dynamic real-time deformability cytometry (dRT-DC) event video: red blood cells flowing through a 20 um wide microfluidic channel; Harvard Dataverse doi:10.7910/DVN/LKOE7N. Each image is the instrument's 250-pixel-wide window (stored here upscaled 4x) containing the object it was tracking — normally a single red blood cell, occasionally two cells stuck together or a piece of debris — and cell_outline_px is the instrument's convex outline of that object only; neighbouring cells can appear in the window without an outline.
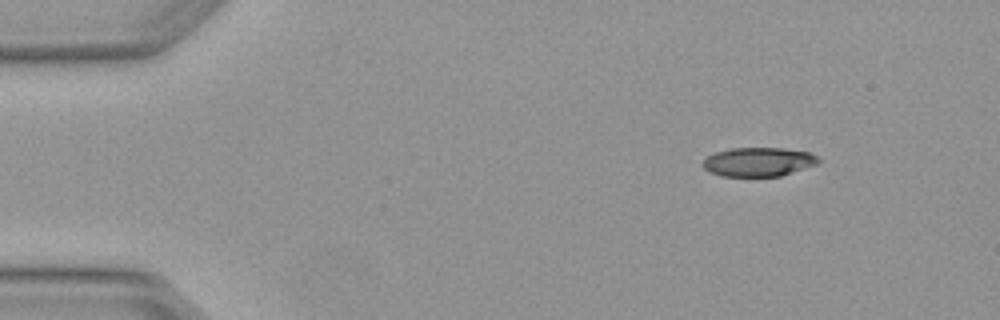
{"species": "Egyptian fruit bat (a non-hibernating species)", "species_latin": "Rousettus aegyptiacus", "temperature_condition": "warm", "stored_images_in_passage": 3, "camera_frame_rate_fps": 3000, "um_per_image_px": 0.085, "animal": {"sex": "female"}, "frame": {"image": 1, "passage_image": 1, "time_ms": 0.0, "image_size_px": [1000, 320], "cell_outline_px": [[820, 164], [780, 176], [720, 176], [708, 172], [700, 164], [708, 156], [716, 152], [732, 148], [784, 148], [808, 152], [816, 156], [820, 160]], "centroid_in_image_um": [64.47, 13.77], "position_along_channel_um": 20.5, "area_um2": 19.65}}
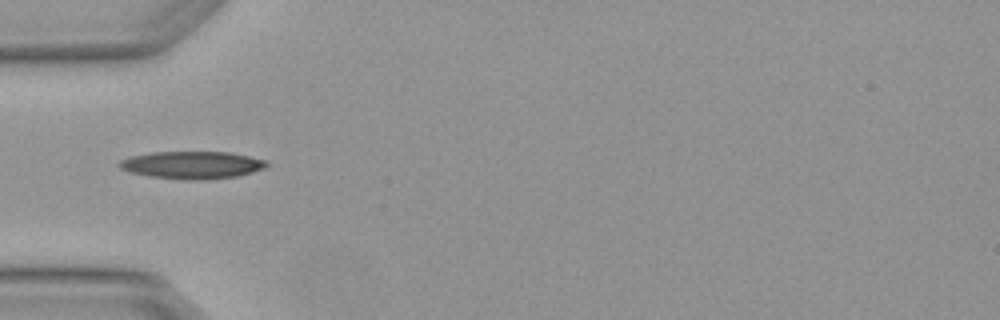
{"frame": {"image": 2, "passage_image": 3, "time_ms": 0.667, "image_size_px": [1000, 320], "cell_outline_px": [[268, 164], [264, 168], [252, 172], [236, 176], [208, 180], [184, 180], [148, 176], [128, 172], [120, 168], [116, 164], [120, 160], [132, 156], [152, 152], [228, 152], [268, 160]], "centroid_in_image_um": [16.3, 14.03], "position_along_channel_um": 68.7, "area_um2": 23.76}}